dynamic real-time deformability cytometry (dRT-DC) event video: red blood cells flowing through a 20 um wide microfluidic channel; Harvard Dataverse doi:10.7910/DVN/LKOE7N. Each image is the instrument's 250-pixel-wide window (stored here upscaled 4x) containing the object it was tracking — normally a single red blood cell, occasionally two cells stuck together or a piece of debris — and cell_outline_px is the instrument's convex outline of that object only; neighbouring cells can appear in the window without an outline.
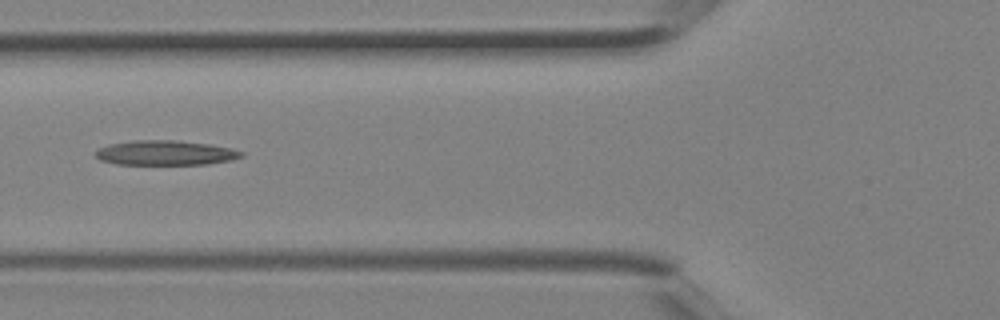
{"species": "Egyptian fruit bat (a non-hibernating species)", "species_latin": "Rousettus aegyptiacus", "temperature_condition": "room temperature", "stored_images_in_passage": 4, "camera_frame_rate_fps": 3000, "um_per_image_px": 0.085, "animal": {"sex": "female"}, "frame": {"image": 1, "passage_image": 4, "time_ms": 1.0, "image_size_px": [1000, 320], "cell_outline_px": [[244, 156], [232, 160], [208, 164], [116, 164], [100, 160], [92, 152], [96, 148], [112, 144], [136, 140], [176, 140], [208, 144], [232, 148], [244, 152]], "centroid_in_image_um": [14.06, 12.99], "position_along_channel_um": 111.7, "area_um2": 21.1}}